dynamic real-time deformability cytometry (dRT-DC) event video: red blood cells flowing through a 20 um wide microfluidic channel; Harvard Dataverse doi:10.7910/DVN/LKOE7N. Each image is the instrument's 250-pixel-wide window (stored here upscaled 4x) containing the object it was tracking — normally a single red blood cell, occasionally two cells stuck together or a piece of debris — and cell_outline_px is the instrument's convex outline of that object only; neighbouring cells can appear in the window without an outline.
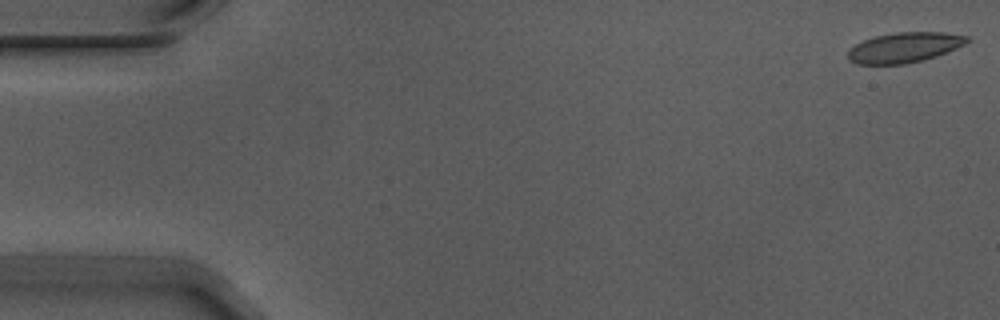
{"species": "Egyptian fruit bat (a non-hibernating species)", "species_latin": "Rousettus aegyptiacus", "temperature_condition": "warm", "stored_images_in_passage": 55, "camera_frame_rate_fps": 3000, "um_per_image_px": 0.085, "animal": {"sex": "male"}, "frame": {"image": 1, "passage_image": 1, "time_ms": 0.0, "image_size_px": [1000, 320], "cell_outline_px": [[972, 40], [956, 48], [936, 56], [924, 60], [904, 64], [856, 64], [848, 60], [848, 52], [856, 44], [864, 40], [876, 36], [896, 32], [944, 32], [968, 36]], "centroid_in_image_um": [76.89, 4.03], "position_along_channel_um": 8.1, "area_um2": 20.87}}
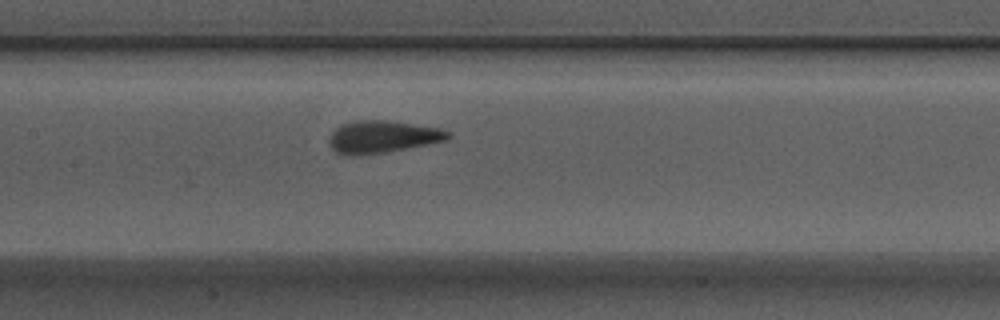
{"frame": {"image": 2, "passage_image": 26, "time_ms": 8.333, "image_size_px": [1000, 320], "cell_outline_px": [[452, 136], [448, 140], [428, 144], [380, 152], [336, 152], [328, 144], [328, 136], [340, 124], [352, 120], [384, 120], [440, 128], [448, 132]], "centroid_in_image_um": [32.52, 11.57], "position_along_channel_um": 174.9, "area_um2": 21.56}}
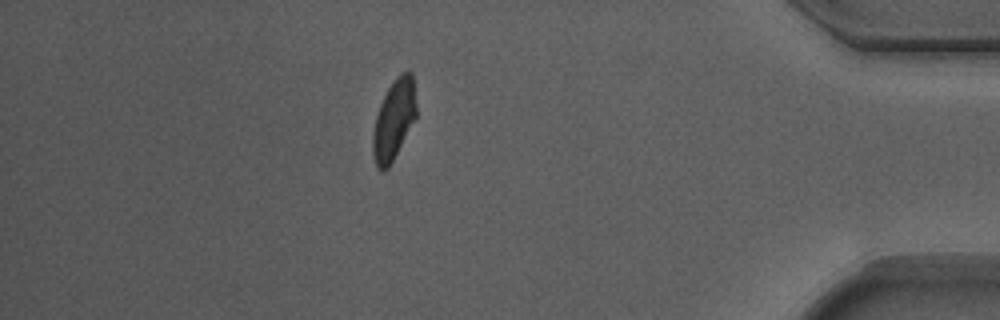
{"frame": {"image": 3, "passage_image": 48, "time_ms": 15.667, "image_size_px": [1000, 320], "cell_outline_px": [[416, 116], [388, 168], [376, 168], [372, 156], [372, 136], [376, 116], [380, 104], [388, 88], [396, 76], [400, 72], [412, 72], [416, 104]], "centroid_in_image_um": [33.46, 10.15], "position_along_channel_um": 401.7, "area_um2": 19.94}, "authors_computed_cell_mechanics": {"area_um2": 21.3282, "velocity_mm_per_s": 3.7197, "shape_relaxation_time_tau1_ms": 5.3174, "shape_relaxation_time_tau2_ms": 1.1435, "deformation_change_tau1": 0.1423, "deformation_change_tau2": 0.0626}}